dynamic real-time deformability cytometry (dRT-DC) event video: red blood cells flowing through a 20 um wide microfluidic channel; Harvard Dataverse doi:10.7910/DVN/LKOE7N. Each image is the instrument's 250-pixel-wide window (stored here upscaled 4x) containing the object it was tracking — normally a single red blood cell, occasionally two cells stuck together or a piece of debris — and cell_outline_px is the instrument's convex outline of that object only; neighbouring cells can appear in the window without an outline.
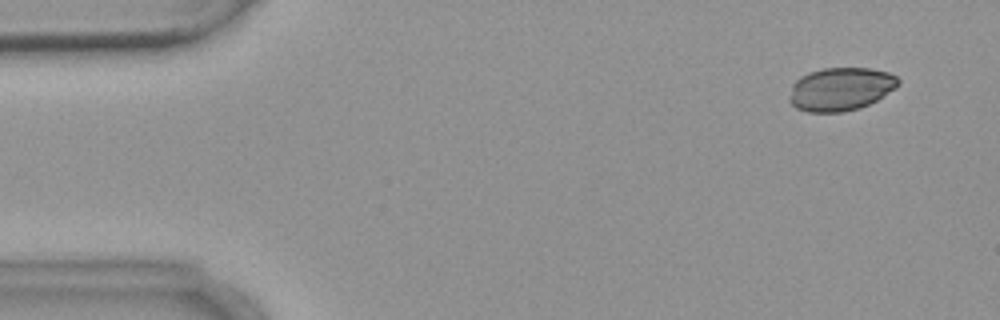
{"species": "common noctule bat (a hibernating species)", "species_latin": "Nyctalus noctula", "temperature_condition": "warm", "stored_images_in_passage": 10, "camera_frame_rate_fps": 3000, "um_per_image_px": 0.085, "animal": {"sex": "female", "body_mass_g": 18.4}, "frame": {"image": 1, "passage_image": 1, "time_ms": 0.0, "image_size_px": [1000, 320], "cell_outline_px": [[900, 84], [896, 88], [876, 100], [860, 108], [844, 112], [808, 112], [796, 108], [788, 100], [792, 84], [800, 76], [808, 72], [824, 68], [868, 68], [888, 72], [896, 76], [900, 80]], "centroid_in_image_um": [71.44, 7.57], "position_along_channel_um": 13.6, "area_um2": 27.57}}
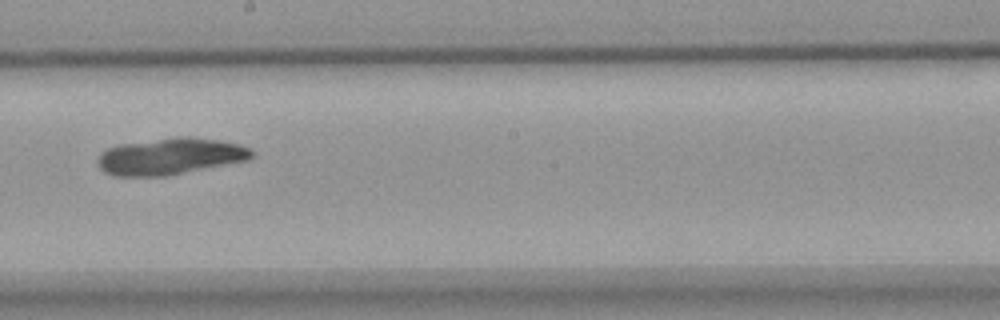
{"frame": {"image": 2, "passage_image": 8, "time_ms": 9.0, "image_size_px": [1000, 320], "cell_outline_px": [[256, 152], [248, 160], [164, 176], [112, 176], [104, 172], [100, 168], [96, 160], [100, 152], [116, 144], [180, 136], [188, 136], [220, 140], [240, 144], [252, 148]], "centroid_in_image_um": [14.45, 13.28], "position_along_channel_um": 233.7, "area_um2": 33.18}}
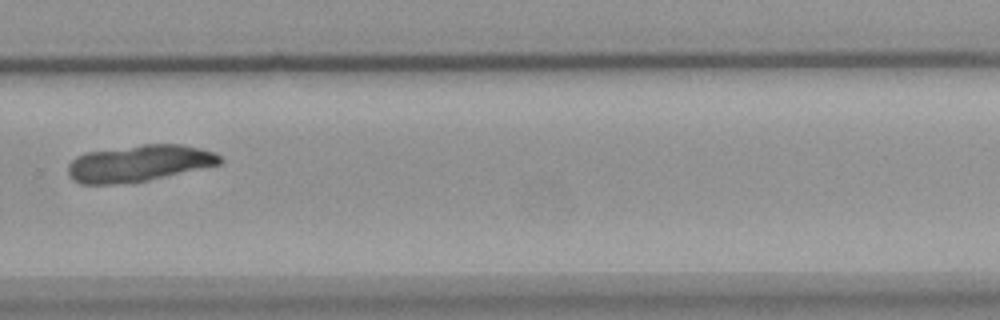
{"frame": {"image": 3, "passage_image": 10, "time_ms": 11.333, "image_size_px": [1000, 320], "cell_outline_px": [[224, 164], [148, 180], [112, 184], [80, 184], [72, 180], [68, 176], [68, 164], [76, 156], [84, 152], [140, 144], [184, 144], [200, 148], [212, 152], [220, 156], [224, 160]], "centroid_in_image_um": [11.82, 13.87], "position_along_channel_um": 318.0, "area_um2": 32.83}}